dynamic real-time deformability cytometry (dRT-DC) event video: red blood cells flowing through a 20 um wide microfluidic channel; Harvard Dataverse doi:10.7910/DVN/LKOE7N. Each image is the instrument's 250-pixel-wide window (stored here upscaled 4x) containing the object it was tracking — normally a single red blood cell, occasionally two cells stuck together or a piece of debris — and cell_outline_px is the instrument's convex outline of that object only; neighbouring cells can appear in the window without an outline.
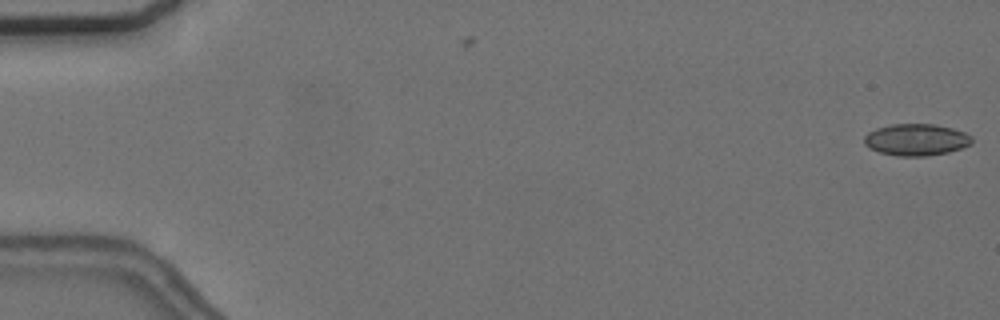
{"species": "common noctule bat (a hibernating species)", "species_latin": "Nyctalus noctula", "temperature_condition": "cold", "stored_images_in_passage": 5, "camera_frame_rate_fps": 3000, "um_per_image_px": 0.085, "animal": {"sex": "female", "body_mass_g": 24.6, "forearm_length_mm": 56.2}, "frame": {"image": 1, "passage_image": 1, "time_ms": 0.0, "image_size_px": [1000, 320], "cell_outline_px": [[972, 144], [948, 152], [928, 156], [900, 156], [880, 152], [868, 148], [864, 144], [864, 136], [868, 132], [876, 128], [892, 124], [936, 124], [952, 128], [964, 132], [972, 136]], "centroid_in_image_um": [77.87, 11.87], "position_along_channel_um": 7.1, "area_um2": 20.0}}